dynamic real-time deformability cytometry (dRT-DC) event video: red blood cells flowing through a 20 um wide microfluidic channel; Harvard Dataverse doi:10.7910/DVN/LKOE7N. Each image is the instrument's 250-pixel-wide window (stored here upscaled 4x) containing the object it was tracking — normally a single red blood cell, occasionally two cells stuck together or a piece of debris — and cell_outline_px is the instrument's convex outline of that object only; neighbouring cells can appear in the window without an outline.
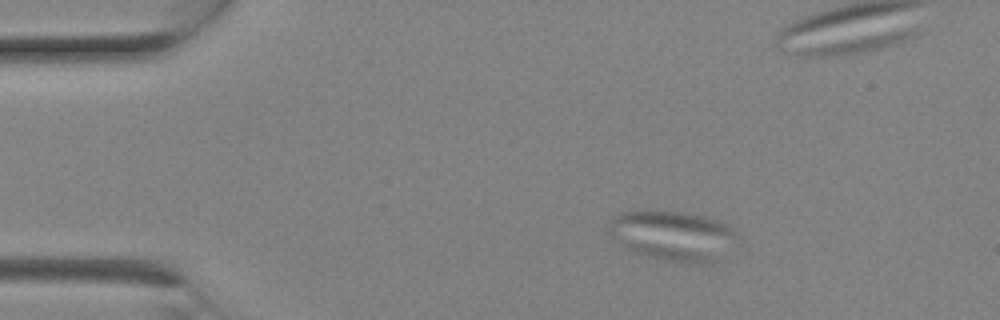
{"species": "Egyptian fruit bat (a non-hibernating species)", "species_latin": "Rousettus aegyptiacus", "temperature_condition": "room temperature", "stored_images_in_passage": 11, "camera_frame_rate_fps": 3000, "um_per_image_px": 0.085, "animal": {"sex": "female"}, "frame": {"image": 1, "passage_image": 4, "time_ms": 1.0, "image_size_px": [1000, 320], "cell_outline_px": [[736, 232], [712, 260], [672, 260], [648, 256], [636, 252], [620, 244], [608, 232], [608, 220], [612, 216], [620, 212], [644, 208], [684, 212], [704, 216], [728, 224]], "centroid_in_image_um": [56.95, 19.89], "position_along_channel_um": 28.0, "area_um2": 35.84}}
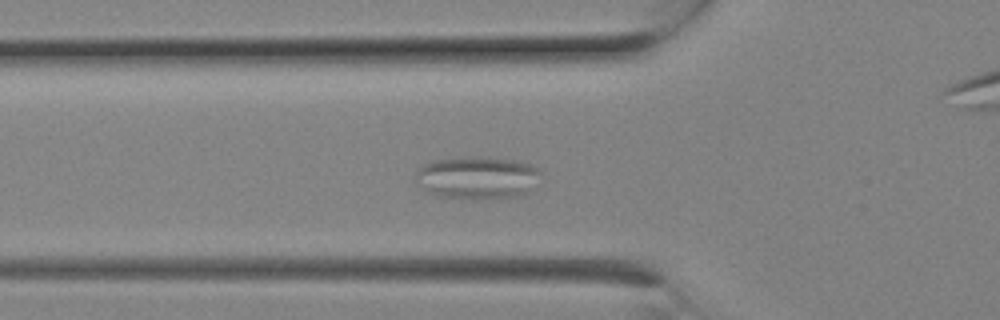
{"frame": {"image": 2, "passage_image": 8, "time_ms": 2.333, "image_size_px": [1000, 320], "cell_outline_px": [[544, 172], [528, 192], [524, 196], [440, 196], [428, 192], [416, 184], [416, 168], [432, 160], [456, 156], [488, 156], [516, 160], [536, 164]], "centroid_in_image_um": [40.6, 15.01], "position_along_channel_um": 85.2, "area_um2": 31.21}}
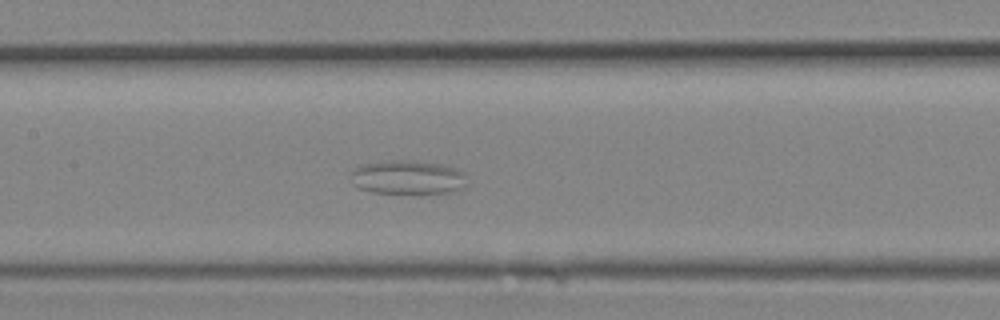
{"frame": {"image": 3, "passage_image": 11, "time_ms": 3.333, "image_size_px": [1000, 320], "cell_outline_px": [[468, 184], [464, 188], [448, 192], [372, 192], [360, 188], [352, 184], [352, 168], [360, 164], [392, 160], [404, 160], [440, 164], [452, 168], [460, 172]], "centroid_in_image_um": [34.59, 15.06], "position_along_channel_um": 172.8, "area_um2": 22.43}}